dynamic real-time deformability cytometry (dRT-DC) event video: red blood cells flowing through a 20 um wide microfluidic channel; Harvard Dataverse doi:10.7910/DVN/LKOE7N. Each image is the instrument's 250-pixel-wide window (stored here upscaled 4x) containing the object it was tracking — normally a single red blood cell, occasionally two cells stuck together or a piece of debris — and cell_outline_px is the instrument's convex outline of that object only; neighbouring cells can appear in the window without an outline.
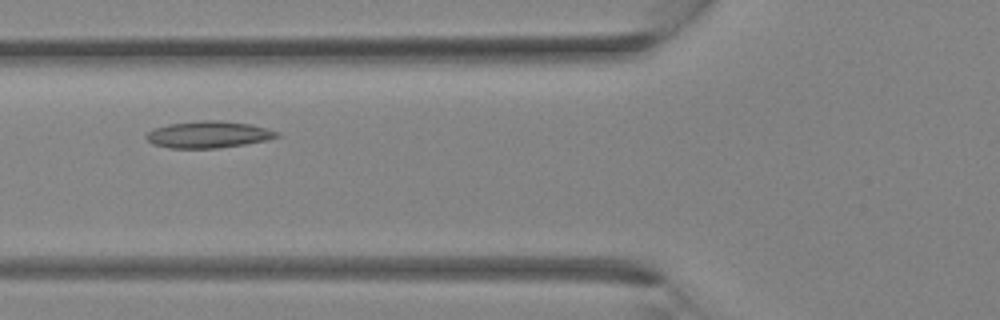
{"species": "Egyptian fruit bat (a non-hibernating species)", "species_latin": "Rousettus aegyptiacus", "temperature_condition": "room temperature", "stored_images_in_passage": 31, "camera_frame_rate_fps": 3000, "um_per_image_px": 0.085, "animal": {"sex": "female"}, "frame": {"image": 1, "passage_image": 10, "time_ms": 3.0, "image_size_px": [1000, 320], "cell_outline_px": [[280, 136], [268, 140], [244, 144], [216, 148], [172, 148], [152, 144], [144, 136], [148, 132], [156, 128], [168, 124], [200, 120], [220, 120], [252, 124], [280, 132]], "centroid_in_image_um": [17.74, 11.43], "position_along_channel_um": 108.1, "area_um2": 20.4}}
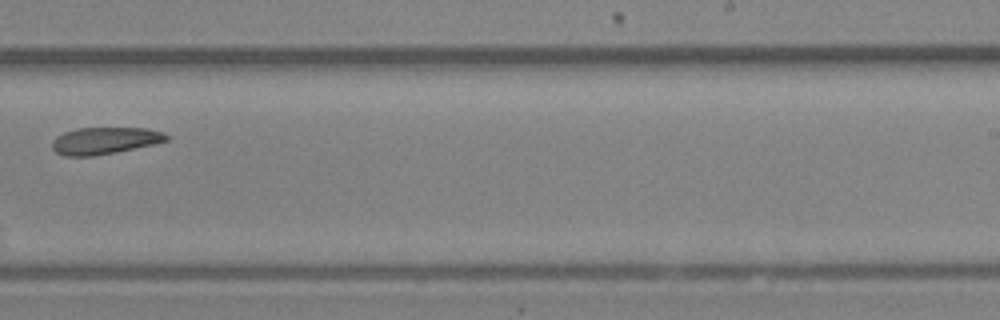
{"frame": {"image": 2, "passage_image": 19, "time_ms": 6.0, "image_size_px": [1000, 320], "cell_outline_px": [[168, 140], [156, 144], [116, 152], [92, 156], [64, 156], [56, 152], [52, 148], [52, 140], [56, 136], [64, 132], [76, 128], [148, 128], [164, 132], [168, 136]], "centroid_in_image_um": [8.9, 11.95], "position_along_channel_um": 280.1, "area_um2": 18.09}}
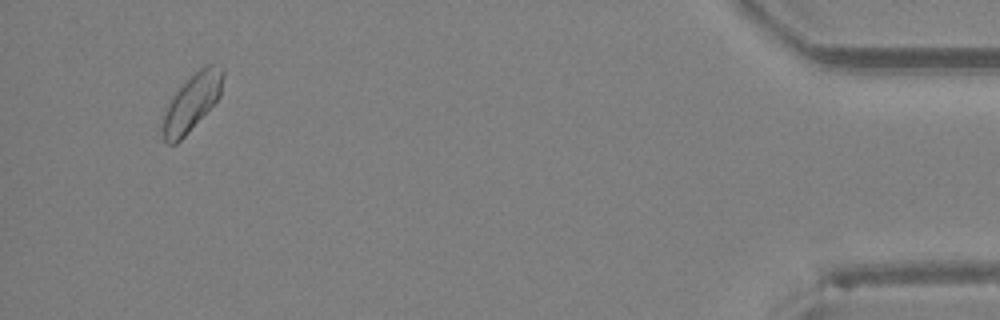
{"frame": {"image": 3, "passage_image": 30, "time_ms": 9.667, "image_size_px": [1000, 320], "cell_outline_px": [[224, 76], [220, 96], [188, 132], [176, 144], [168, 144], [164, 140], [164, 116], [168, 104], [172, 96], [204, 64], [220, 64], [224, 68]], "centroid_in_image_um": [16.36, 8.65], "position_along_channel_um": 418.8, "area_um2": 19.36}}